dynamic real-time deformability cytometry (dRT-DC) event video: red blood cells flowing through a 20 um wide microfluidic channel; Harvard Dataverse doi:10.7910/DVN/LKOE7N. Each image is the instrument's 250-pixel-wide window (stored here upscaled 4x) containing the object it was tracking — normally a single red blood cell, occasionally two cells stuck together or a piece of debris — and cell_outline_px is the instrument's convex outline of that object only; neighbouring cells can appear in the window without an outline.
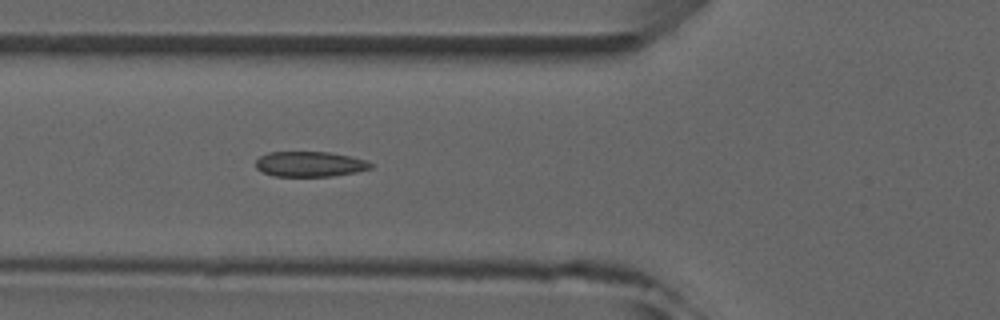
{"species": "common noctule bat (a hibernating species)", "species_latin": "Nyctalus noctula", "temperature_condition": "room temperature", "stored_images_in_passage": 5, "camera_frame_rate_fps": 3000, "um_per_image_px": 0.085, "animal": {"sex": "male", "forearm_length_mm": 52.5}, "frame": {"image": 1, "passage_image": 5, "time_ms": 4.333, "image_size_px": [1000, 320], "cell_outline_px": [[372, 168], [356, 172], [332, 176], [272, 176], [256, 168], [256, 160], [260, 156], [268, 152], [328, 152], [352, 156], [368, 160], [372, 164]], "centroid_in_image_um": [26.36, 13.94], "position_along_channel_um": 99.4, "area_um2": 16.99}}